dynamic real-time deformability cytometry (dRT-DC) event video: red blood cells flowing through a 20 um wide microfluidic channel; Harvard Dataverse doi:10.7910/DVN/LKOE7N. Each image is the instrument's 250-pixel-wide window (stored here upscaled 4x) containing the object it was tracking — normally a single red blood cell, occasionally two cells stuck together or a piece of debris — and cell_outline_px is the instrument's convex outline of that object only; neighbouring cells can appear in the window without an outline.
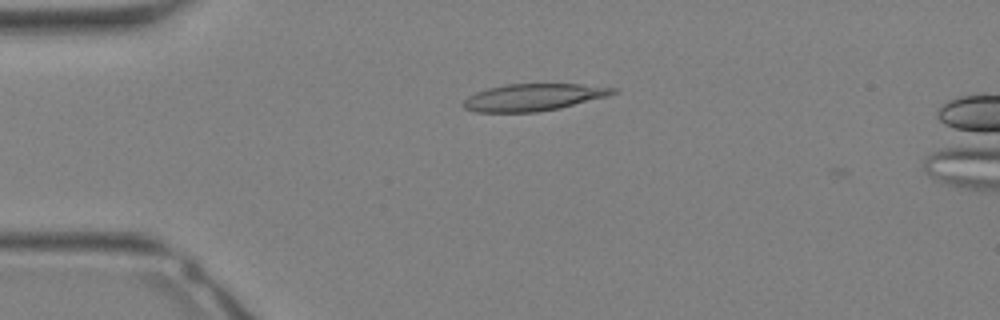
{"species": "Egyptian fruit bat (a non-hibernating species)", "species_latin": "Rousettus aegyptiacus", "temperature_condition": "warm", "stored_images_in_passage": 7, "camera_frame_rate_fps": 3000, "um_per_image_px": 0.085, "animal": {"sex": "female"}, "frame": {"image": 1, "passage_image": 4, "time_ms": 1.0, "image_size_px": [1000, 320], "cell_outline_px": [[616, 92], [608, 96], [560, 108], [536, 112], [476, 112], [464, 108], [460, 104], [468, 96], [476, 92], [488, 88], [508, 84], [580, 84], [616, 88]], "centroid_in_image_um": [45.3, 8.27], "position_along_channel_um": 39.7, "area_um2": 23.52}}